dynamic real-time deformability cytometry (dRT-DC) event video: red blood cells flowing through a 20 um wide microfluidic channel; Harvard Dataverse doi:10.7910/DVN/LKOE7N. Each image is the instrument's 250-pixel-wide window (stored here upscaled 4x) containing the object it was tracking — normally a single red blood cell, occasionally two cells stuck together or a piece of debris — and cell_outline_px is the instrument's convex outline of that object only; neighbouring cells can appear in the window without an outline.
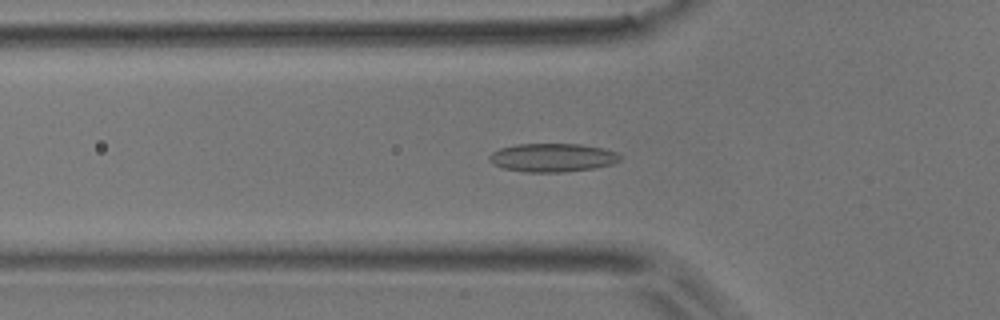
{"species": "common noctule bat (a hibernating species)", "species_latin": "Nyctalus noctula", "temperature_condition": "room temperature", "stored_images_in_passage": 50, "camera_frame_rate_fps": 3000, "um_per_image_px": 0.085, "animal": {"sex": "male", "body_mass_g": 17.9}, "frame": {"image": 1, "passage_image": 16, "time_ms": 5.0, "image_size_px": [1000, 320], "cell_outline_px": [[624, 156], [620, 160], [612, 164], [596, 168], [560, 172], [524, 172], [504, 168], [488, 160], [488, 156], [492, 152], [500, 148], [516, 144], [580, 144], [604, 148], [616, 152]], "centroid_in_image_um": [47.0, 13.39], "position_along_channel_um": 78.8, "area_um2": 21.79}}
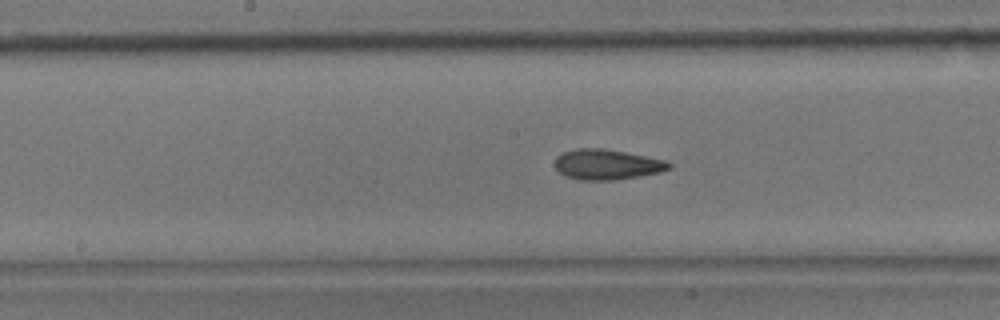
{"frame": {"image": 2, "passage_image": 25, "time_ms": 8.0, "image_size_px": [1000, 320], "cell_outline_px": [[672, 168], [660, 172], [640, 176], [616, 180], [580, 180], [568, 176], [560, 172], [556, 168], [556, 156], [564, 152], [576, 148], [604, 148], [668, 160], [672, 164]], "centroid_in_image_um": [51.65, 13.97], "position_along_channel_um": 196.6, "area_um2": 20.23}}
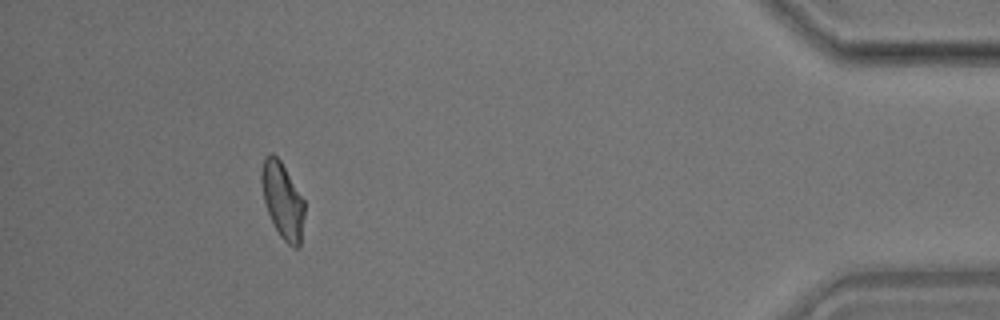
{"frame": {"image": 3, "passage_image": 46, "time_ms": 15.0, "image_size_px": [1000, 320], "cell_outline_px": [[304, 216], [300, 248], [292, 248], [280, 236], [268, 212], [264, 200], [260, 180], [260, 176], [264, 156], [268, 152], [272, 152], [280, 160], [304, 200]], "centroid_in_image_um": [24.01, 17.03], "position_along_channel_um": 411.2, "area_um2": 19.02}, "authors_computed_cell_mechanics": {"area_um2": 19.7676, "velocity_mm_per_s": 3.9002, "shape_relaxation_time_tau1_ms": null, "shape_relaxation_time_tau2_ms": 2.2807, "deformation_change_tau1": null, "deformation_change_tau2": 0.0872}}